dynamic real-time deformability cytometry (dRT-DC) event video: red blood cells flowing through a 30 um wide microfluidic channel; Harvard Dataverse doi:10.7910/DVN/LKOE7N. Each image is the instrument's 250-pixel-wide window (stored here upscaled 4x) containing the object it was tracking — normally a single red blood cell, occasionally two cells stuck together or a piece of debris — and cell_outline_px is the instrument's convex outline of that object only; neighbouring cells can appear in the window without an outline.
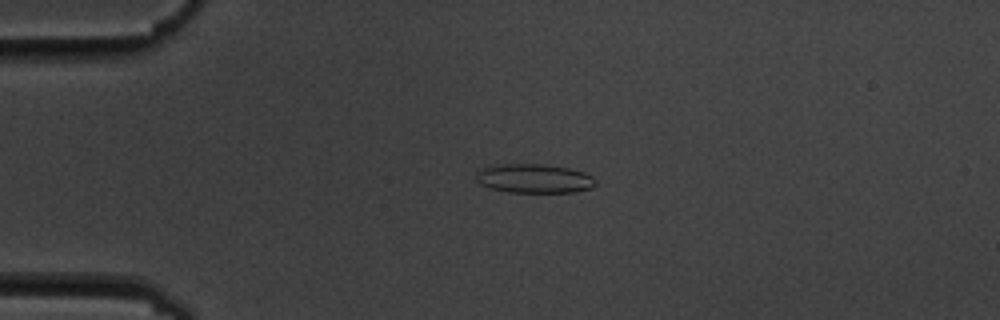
{"species": "common noctule bat (a hibernating species)", "species_latin": "Nyctalus noctula", "temperature_condition": "cold", "stored_images_in_passage": 5, "camera_frame_rate_fps": 3000, "um_per_image_px": 0.085, "animal": {"sex": "male", "body_mass_g": 19.5, "forearm_length_mm": 54.6}, "frame": {"image": 1, "passage_image": 4, "time_ms": 4.333, "image_size_px": [1000, 320], "cell_outline_px": [[596, 184], [592, 188], [576, 192], [508, 192], [488, 188], [480, 184], [476, 180], [476, 168], [504, 164], [544, 164], [568, 168], [584, 172], [592, 176], [596, 180]], "centroid_in_image_um": [45.37, 15.17], "position_along_channel_um": 39.6, "area_um2": 20.52}}